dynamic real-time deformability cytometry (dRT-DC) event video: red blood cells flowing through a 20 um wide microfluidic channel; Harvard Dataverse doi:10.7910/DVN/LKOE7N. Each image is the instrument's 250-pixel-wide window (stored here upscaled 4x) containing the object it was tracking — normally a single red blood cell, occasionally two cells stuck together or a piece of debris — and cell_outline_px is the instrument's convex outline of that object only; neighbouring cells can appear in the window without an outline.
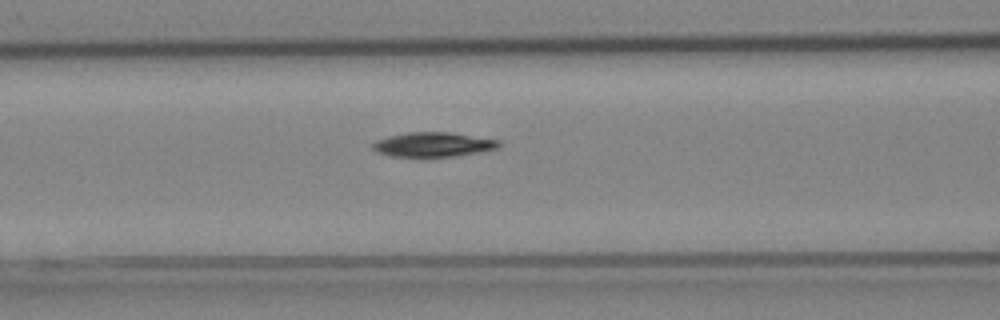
{"species": "Egyptian fruit bat (a non-hibernating species)", "species_latin": "Rousettus aegyptiacus", "temperature_condition": "cold", "stored_images_in_passage": 7, "camera_frame_rate_fps": 3000, "um_per_image_px": 0.085, "animal": {"sex": "female"}, "frame": {"image": 1, "passage_image": 7, "time_ms": 2.0, "image_size_px": [1000, 320], "cell_outline_px": [[500, 144], [496, 148], [456, 156], [392, 156], [376, 152], [372, 148], [372, 144], [376, 140], [388, 136], [408, 132], [448, 132], [500, 140]], "centroid_in_image_um": [36.77, 12.27], "position_along_channel_um": 129.8, "area_um2": 17.74}}